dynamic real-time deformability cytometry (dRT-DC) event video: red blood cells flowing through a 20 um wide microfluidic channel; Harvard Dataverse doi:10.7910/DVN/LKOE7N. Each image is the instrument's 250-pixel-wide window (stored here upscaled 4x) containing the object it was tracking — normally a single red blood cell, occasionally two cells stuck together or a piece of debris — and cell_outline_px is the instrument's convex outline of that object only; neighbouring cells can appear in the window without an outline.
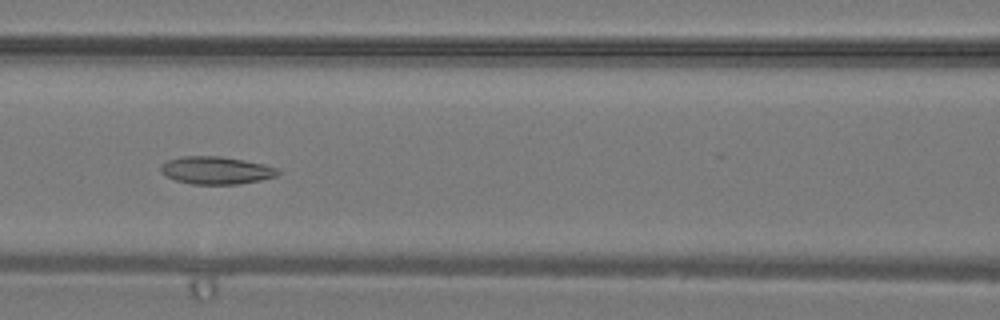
{"species": "common noctule bat (a hibernating species)", "species_latin": "Nyctalus noctula", "temperature_condition": "warm", "stored_images_in_passage": 40, "segment_of_instrument_passage": [1, 2], "camera_frame_rate_fps": 3000, "um_per_image_px": 0.085, "animal": {"sex": "male", "body_mass_g": 19.2, "forearm_length_mm": 51.8}, "frame": {"image": 1, "passage_image": 18, "time_ms": 5.667, "image_size_px": [1000, 320], "cell_outline_px": [[280, 172], [276, 176], [260, 180], [240, 184], [192, 184], [176, 180], [168, 176], [160, 168], [160, 164], [168, 160], [184, 156], [220, 156], [264, 164], [276, 168]], "centroid_in_image_um": [18.38, 14.48], "position_along_channel_um": 148.2, "area_um2": 18.61}}
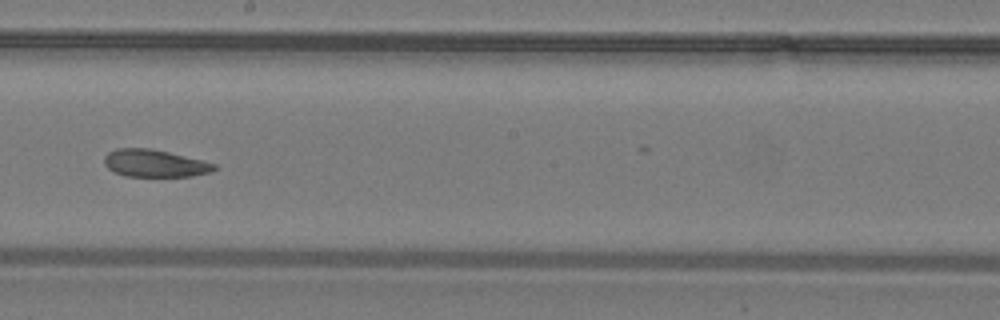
{"frame": {"image": 2, "passage_image": 23, "time_ms": 7.333, "image_size_px": [1000, 320], "cell_outline_px": [[216, 168], [208, 172], [192, 176], [124, 176], [108, 168], [104, 164], [104, 156], [108, 152], [116, 148], [152, 148], [216, 164]], "centroid_in_image_um": [13.09, 13.87], "position_along_channel_um": 235.1, "area_um2": 17.34}}
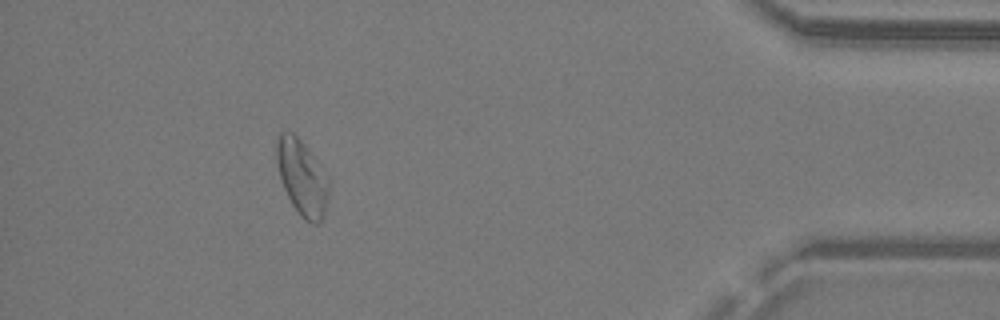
{"frame": {"image": 3, "passage_image": 36, "time_ms": 11.667, "image_size_px": [1000, 320], "cell_outline_px": [[328, 196], [324, 216], [316, 224], [312, 224], [304, 220], [300, 216], [292, 204], [284, 188], [280, 176], [276, 160], [276, 144], [280, 132], [292, 132], [304, 144], [328, 180]], "centroid_in_image_um": [25.65, 15.12], "position_along_channel_um": 409.6, "area_um2": 22.37}}